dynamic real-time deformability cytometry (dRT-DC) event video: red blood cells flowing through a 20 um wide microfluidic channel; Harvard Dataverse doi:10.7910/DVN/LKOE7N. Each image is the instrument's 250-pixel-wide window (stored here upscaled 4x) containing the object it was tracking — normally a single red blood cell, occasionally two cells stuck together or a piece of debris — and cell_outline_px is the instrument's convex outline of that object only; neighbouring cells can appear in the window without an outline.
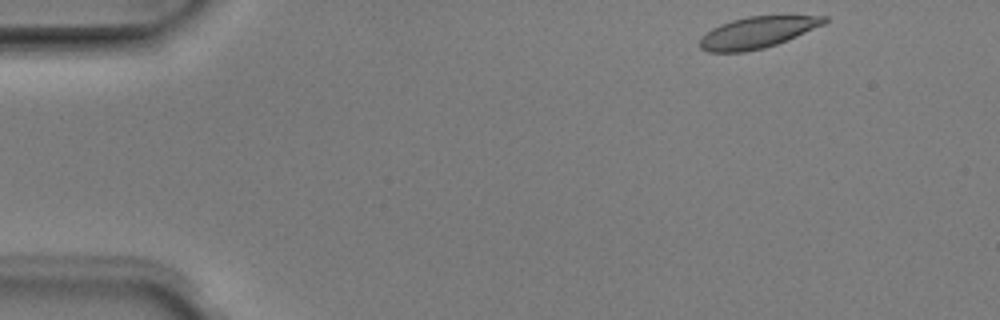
{"species": "Egyptian fruit bat (a non-hibernating species)", "species_latin": "Rousettus aegyptiacus", "temperature_condition": "room temperature", "stored_images_in_passage": 6, "camera_frame_rate_fps": 3000, "um_per_image_px": 0.085, "animal": {"sex": "male"}, "frame": {"image": 1, "passage_image": 1, "time_ms": 0.0, "image_size_px": [1000, 320], "cell_outline_px": [[828, 20], [824, 24], [796, 36], [776, 44], [764, 48], [744, 52], [708, 52], [700, 48], [700, 36], [712, 28], [720, 24], [732, 20], [748, 16], [784, 12], [828, 16]], "centroid_in_image_um": [64.45, 2.69], "position_along_channel_um": 20.6, "area_um2": 23.76}}
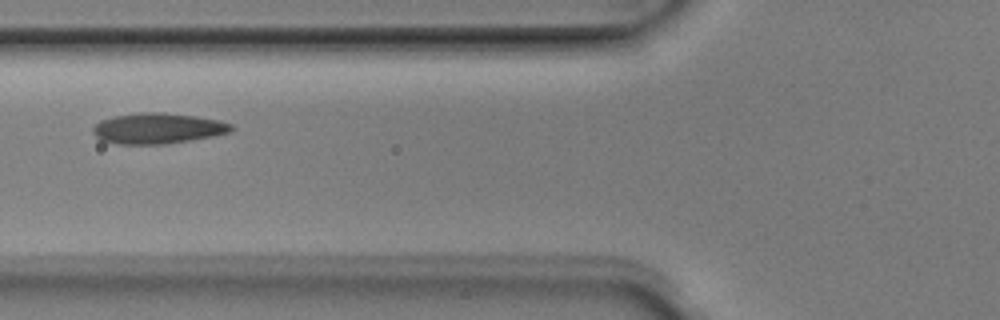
{"frame": {"image": 2, "passage_image": 5, "time_ms": 1.333, "image_size_px": [1000, 320], "cell_outline_px": [[236, 128], [232, 132], [216, 136], [164, 144], [116, 144], [100, 140], [92, 132], [92, 128], [100, 120], [116, 116], [140, 112], [164, 112], [196, 116], [220, 120], [232, 124]], "centroid_in_image_um": [13.45, 10.91], "position_along_channel_um": 112.3, "area_um2": 25.03}}
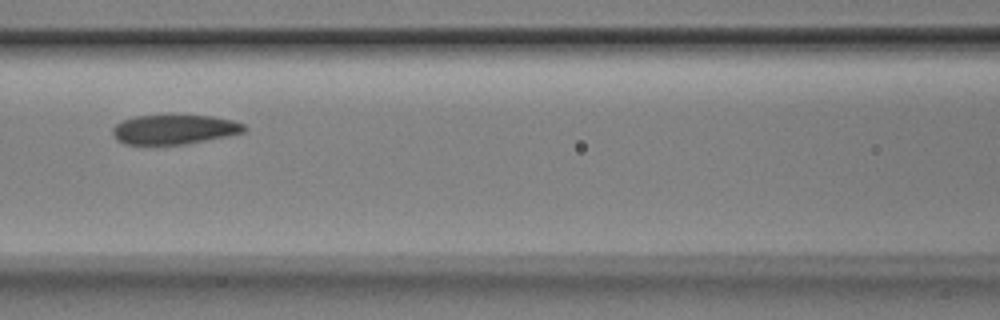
{"frame": {"image": 3, "passage_image": 6, "time_ms": 1.667, "image_size_px": [1000, 320], "cell_outline_px": [[248, 128], [244, 132], [228, 136], [188, 144], [124, 144], [116, 140], [112, 132], [112, 128], [116, 124], [124, 120], [136, 116], [212, 116], [232, 120], [244, 124]], "centroid_in_image_um": [14.83, 11.01], "position_along_channel_um": 151.8, "area_um2": 22.54}}